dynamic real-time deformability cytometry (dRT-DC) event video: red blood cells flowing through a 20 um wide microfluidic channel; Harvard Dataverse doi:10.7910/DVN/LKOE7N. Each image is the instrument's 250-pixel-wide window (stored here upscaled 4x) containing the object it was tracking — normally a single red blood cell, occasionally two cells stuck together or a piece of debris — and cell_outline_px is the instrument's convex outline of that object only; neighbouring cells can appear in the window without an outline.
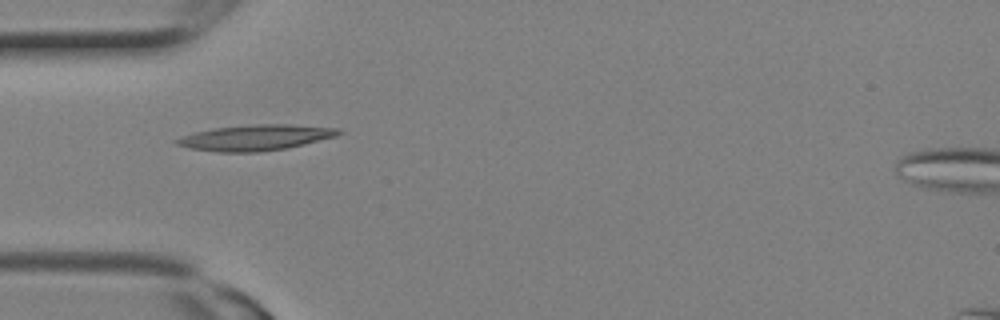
{"species": "Egyptian fruit bat (a non-hibernating species)", "species_latin": "Rousettus aegyptiacus", "temperature_condition": "room temperature", "stored_images_in_passage": 5, "camera_frame_rate_fps": 3000, "um_per_image_px": 0.085, "animal": {"sex": "female"}, "frame": {"image": 1, "passage_image": 1, "time_ms": 0.0, "image_size_px": [1000, 320], "cell_outline_px": [[344, 132], [336, 136], [288, 148], [256, 152], [220, 152], [188, 148], [176, 144], [172, 140], [196, 132], [212, 128], [256, 124], [288, 124], [340, 128]], "centroid_in_image_um": [21.74, 11.69], "position_along_channel_um": 63.3, "area_um2": 24.22}}
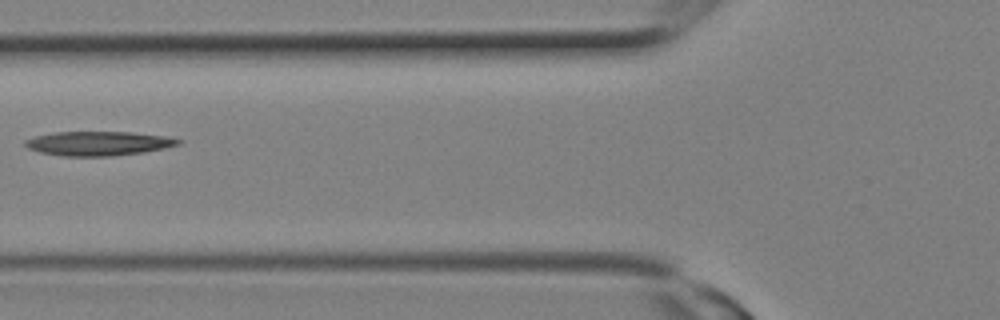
{"frame": {"image": 2, "passage_image": 3, "time_ms": 0.667, "image_size_px": [1000, 320], "cell_outline_px": [[180, 144], [164, 148], [144, 152], [112, 156], [60, 156], [40, 152], [28, 148], [24, 144], [24, 140], [36, 136], [52, 132], [128, 132], [160, 136], [180, 140]], "centroid_in_image_um": [8.28, 12.2], "position_along_channel_um": 117.5, "area_um2": 21.39}}
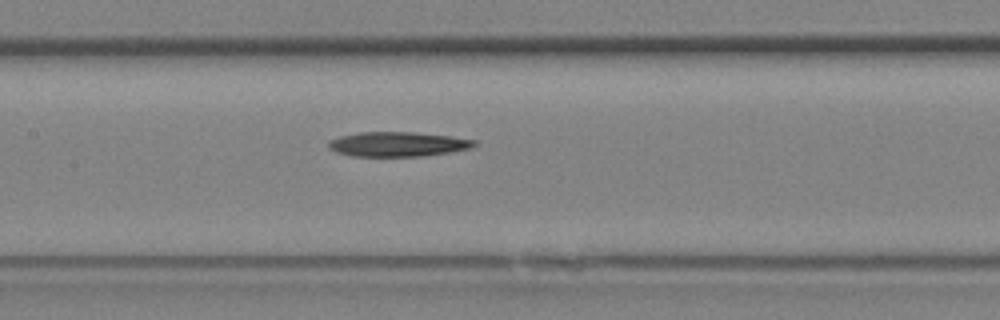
{"frame": {"image": 3, "passage_image": 5, "time_ms": 1.333, "image_size_px": [1000, 320], "cell_outline_px": [[476, 144], [472, 148], [448, 152], [420, 156], [352, 156], [336, 152], [328, 148], [328, 140], [340, 136], [360, 132], [412, 132], [448, 136], [476, 140]], "centroid_in_image_um": [33.76, 12.25], "position_along_channel_um": 173.6, "area_um2": 20.81}}